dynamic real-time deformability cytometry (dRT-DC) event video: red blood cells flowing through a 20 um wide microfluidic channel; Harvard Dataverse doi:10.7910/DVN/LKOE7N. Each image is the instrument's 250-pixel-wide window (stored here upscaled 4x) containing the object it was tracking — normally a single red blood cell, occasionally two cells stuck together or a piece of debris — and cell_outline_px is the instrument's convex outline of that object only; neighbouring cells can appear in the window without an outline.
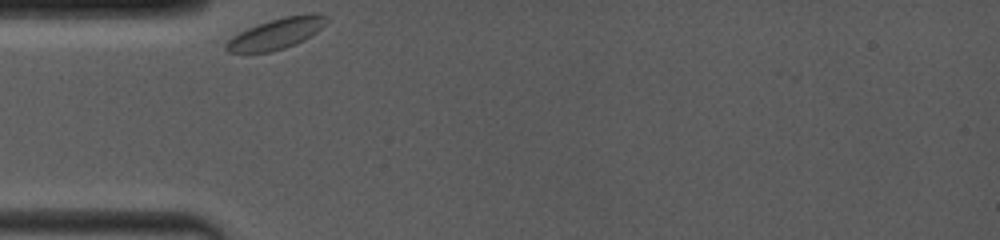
{"species": "common noctule bat (a hibernating species)", "species_latin": "Nyctalus noctula", "temperature_condition": "room temperature", "stored_images_in_passage": 15, "camera_frame_rate_fps": 4000, "um_per_image_px": 0.085, "animal": {"sex": "female", "body_mass_g": 19.0, "forearm_length_mm": 53.3}, "frame": {"image": 1, "passage_image": 1, "time_ms": 0.0, "image_size_px": [1000, 240], "cell_outline_px": [[328, 20], [316, 32], [304, 40], [284, 48], [268, 52], [228, 52], [224, 48], [224, 44], [232, 36], [248, 28], [268, 20], [284, 16], [312, 12], [328, 16]], "centroid_in_image_um": [23.49, 2.84], "position_along_channel_um": 61.5, "area_um2": 17.98}}
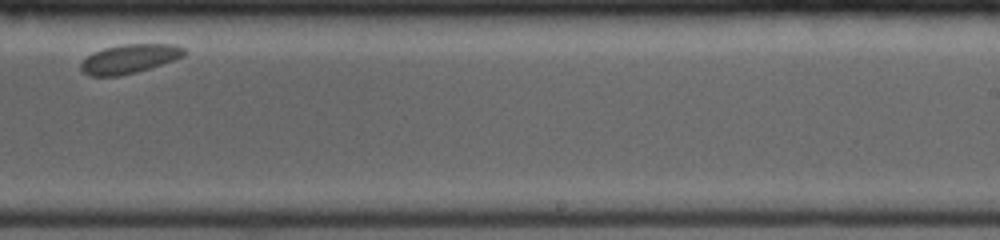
{"frame": {"image": 2, "passage_image": 9, "time_ms": 6.25, "image_size_px": [1000, 240], "cell_outline_px": [[188, 52], [184, 56], [176, 60], [136, 72], [120, 76], [88, 76], [80, 68], [80, 64], [92, 52], [104, 48], [124, 44], [176, 44], [184, 48]], "centroid_in_image_um": [11.04, 5.0], "position_along_channel_um": 278.0, "area_um2": 17.63}}
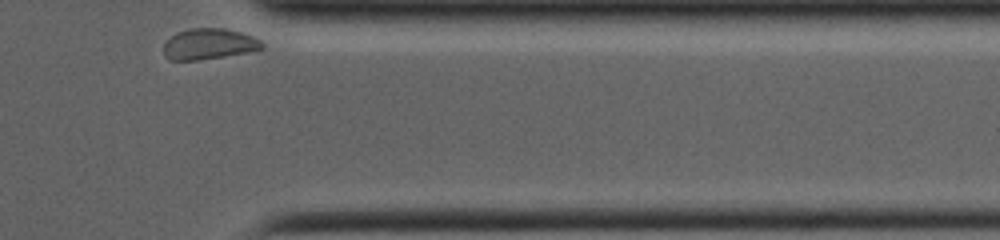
{"frame": {"image": 3, "passage_image": 15, "time_ms": 9.5, "image_size_px": [1000, 240], "cell_outline_px": [[264, 48], [248, 52], [200, 60], [168, 60], [164, 56], [164, 44], [176, 32], [192, 28], [224, 28], [240, 32], [252, 36], [260, 40], [264, 44]], "centroid_in_image_um": [17.76, 3.74], "position_along_channel_um": 393.6, "area_um2": 17.69}}